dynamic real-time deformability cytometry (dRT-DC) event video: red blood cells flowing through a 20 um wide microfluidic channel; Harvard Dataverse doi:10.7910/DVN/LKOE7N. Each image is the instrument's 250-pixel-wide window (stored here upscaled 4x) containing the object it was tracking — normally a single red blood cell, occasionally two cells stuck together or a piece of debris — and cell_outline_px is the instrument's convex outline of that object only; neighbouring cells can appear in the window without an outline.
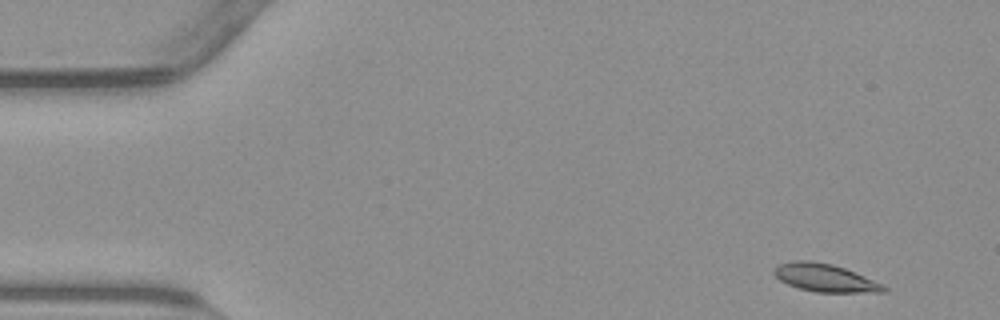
{"species": "common noctule bat (a hibernating species)", "species_latin": "Nyctalus noctula", "temperature_condition": "warm", "stored_images_in_passage": 51, "camera_frame_rate_fps": 3000, "um_per_image_px": 0.085, "animal": {"sex": "male", "body_mass_g": 23.1, "forearm_length_mm": 52.7}, "frame": {"image": 1, "passage_image": 1, "time_ms": 0.0, "image_size_px": [1000, 320], "cell_outline_px": [[888, 288], [884, 292], [816, 292], [800, 288], [788, 284], [780, 280], [772, 272], [780, 264], [792, 260], [808, 260], [832, 264], [844, 268], [884, 284]], "centroid_in_image_um": [70.14, 23.61], "position_along_channel_um": 14.9, "area_um2": 17.63}}
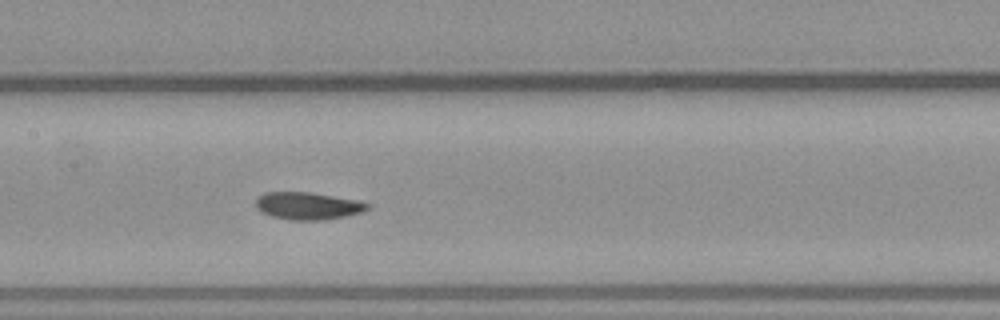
{"frame": {"image": 2, "passage_image": 23, "time_ms": 7.333, "image_size_px": [1000, 320], "cell_outline_px": [[372, 204], [364, 212], [324, 220], [288, 220], [272, 216], [256, 208], [256, 200], [264, 192], [308, 192], [360, 200]], "centroid_in_image_um": [26.21, 17.5], "position_along_channel_um": 181.2, "area_um2": 17.86}}
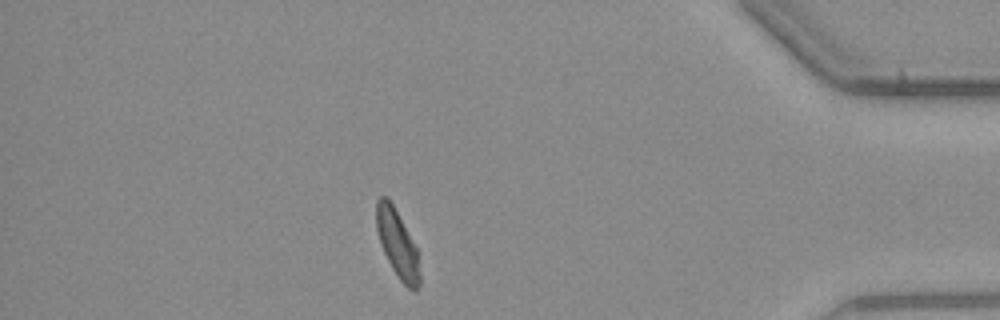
{"frame": {"image": 3, "passage_image": 44, "time_ms": 14.333, "image_size_px": [1000, 320], "cell_outline_px": [[420, 284], [416, 292], [412, 292], [400, 280], [392, 268], [380, 244], [376, 228], [376, 200], [380, 196], [388, 196], [416, 244], [420, 272]], "centroid_in_image_um": [33.79, 20.72], "position_along_channel_um": 401.4, "area_um2": 17.4}, "authors_computed_cell_mechanics": {"area_um2": 17.8602, "velocity_mm_per_s": 3.8031, "shape_relaxation_time_tau1_ms": 4.8397, "shape_relaxation_time_tau2_ms": 3.1332, "deformation_change_tau1": 0.1552, "deformation_change_tau2": 0.0667}}